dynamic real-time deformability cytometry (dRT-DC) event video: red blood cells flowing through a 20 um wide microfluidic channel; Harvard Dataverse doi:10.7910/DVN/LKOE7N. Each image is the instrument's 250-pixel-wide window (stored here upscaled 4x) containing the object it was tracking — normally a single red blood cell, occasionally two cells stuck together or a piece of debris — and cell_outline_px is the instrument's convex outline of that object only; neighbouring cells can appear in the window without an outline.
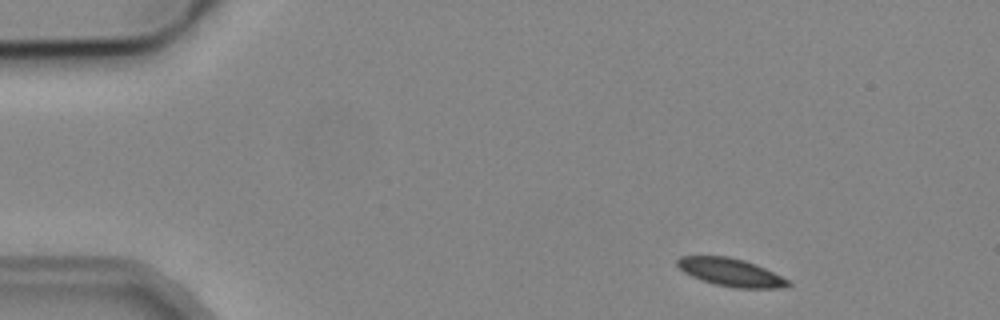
{"species": "common noctule bat (a hibernating species)", "species_latin": "Nyctalus noctula", "temperature_condition": "cold", "stored_images_in_passage": 3, "camera_frame_rate_fps": 3000, "um_per_image_px": 0.085, "animal": {"sex": "male", "body_mass_g": 19.2, "forearm_length_mm": 51.8}, "frame": {"image": 1, "passage_image": 1, "time_ms": 0.0, "image_size_px": [1000, 320], "cell_outline_px": [[792, 284], [784, 288], [736, 288], [716, 284], [692, 276], [684, 272], [676, 264], [676, 260], [680, 256], [728, 256], [744, 260], [756, 264], [792, 280]], "centroid_in_image_um": [62.18, 23.14], "position_along_channel_um": 22.8, "area_um2": 18.09}}
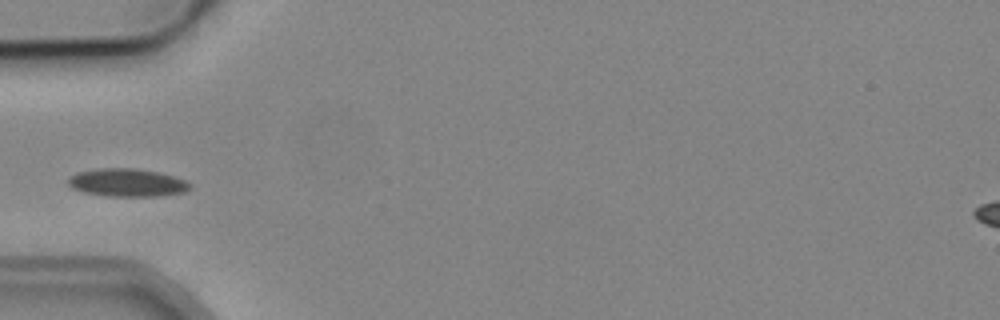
{"frame": {"image": 2, "passage_image": 3, "time_ms": 3.667, "image_size_px": [1000, 320], "cell_outline_px": [[192, 188], [184, 192], [160, 196], [108, 196], [84, 192], [72, 188], [68, 184], [68, 180], [76, 172], [100, 168], [132, 168], [156, 172], [172, 176], [184, 180], [192, 184]], "centroid_in_image_um": [10.81, 15.53], "position_along_channel_um": 74.2, "area_um2": 19.71}}